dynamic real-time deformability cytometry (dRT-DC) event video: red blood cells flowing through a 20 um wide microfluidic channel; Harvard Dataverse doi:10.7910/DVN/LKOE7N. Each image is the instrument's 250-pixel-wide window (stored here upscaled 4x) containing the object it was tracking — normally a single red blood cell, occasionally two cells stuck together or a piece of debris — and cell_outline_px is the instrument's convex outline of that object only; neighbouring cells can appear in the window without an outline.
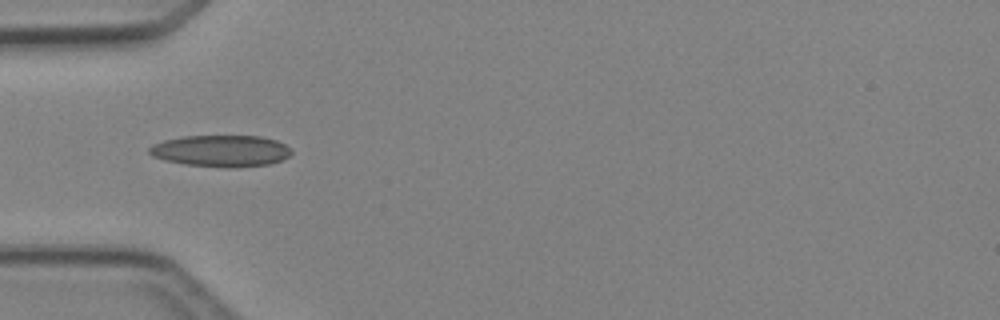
{"species": "Egyptian fruit bat (a non-hibernating species)", "species_latin": "Rousettus aegyptiacus", "temperature_condition": "cold", "stored_images_in_passage": 5, "camera_frame_rate_fps": 3000, "um_per_image_px": 0.085, "animal": {"sex": "female"}, "frame": {"image": 1, "passage_image": 4, "time_ms": 3.667, "image_size_px": [1000, 320], "cell_outline_px": [[292, 152], [288, 156], [280, 160], [268, 164], [232, 168], [228, 168], [184, 164], [164, 160], [152, 156], [148, 152], [148, 148], [152, 144], [164, 140], [184, 136], [260, 136], [276, 140], [284, 144]], "centroid_in_image_um": [18.74, 12.83], "position_along_channel_um": 66.3, "area_um2": 26.13}}
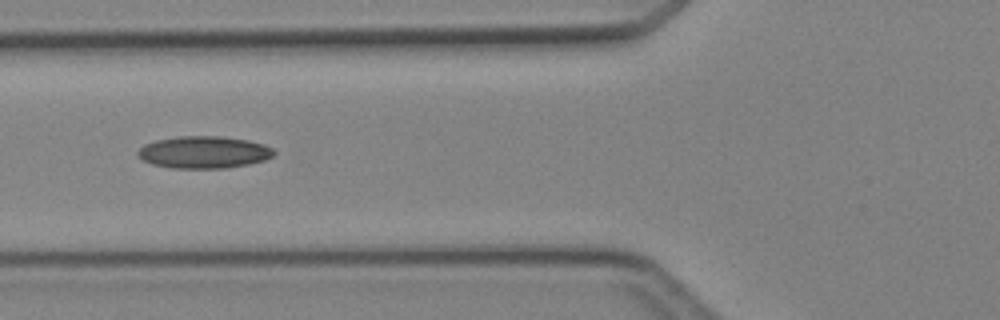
{"frame": {"image": 2, "passage_image": 5, "time_ms": 4.667, "image_size_px": [1000, 320], "cell_outline_px": [[276, 152], [272, 156], [264, 160], [248, 164], [224, 168], [172, 168], [152, 164], [136, 156], [136, 152], [144, 144], [156, 140], [176, 136], [220, 136], [248, 140], [264, 144], [272, 148]], "centroid_in_image_um": [17.3, 12.93], "position_along_channel_um": 108.5, "area_um2": 25.55}}